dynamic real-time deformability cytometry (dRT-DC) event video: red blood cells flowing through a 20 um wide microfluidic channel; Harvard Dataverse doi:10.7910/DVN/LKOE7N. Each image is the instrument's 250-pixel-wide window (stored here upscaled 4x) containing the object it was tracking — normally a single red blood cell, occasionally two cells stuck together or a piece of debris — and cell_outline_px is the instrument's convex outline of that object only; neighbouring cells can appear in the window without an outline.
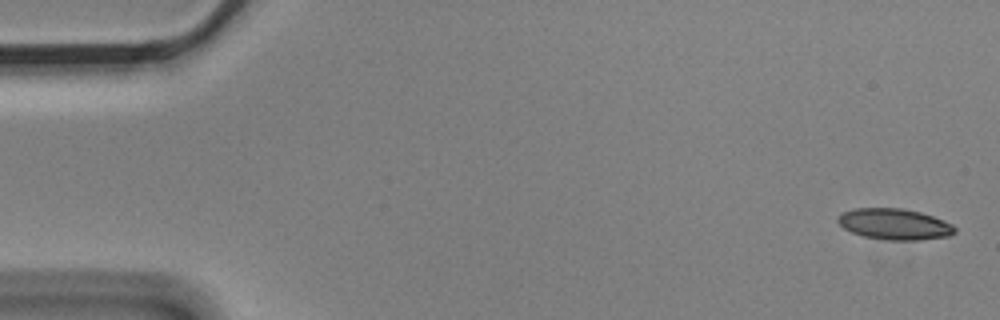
{"species": "Egyptian fruit bat (a non-hibernating species)", "species_latin": "Rousettus aegyptiacus", "temperature_condition": "cold", "stored_images_in_passage": 5, "camera_frame_rate_fps": 3000, "um_per_image_px": 0.085, "animal": {"sex": "male"}, "frame": {"image": 1, "passage_image": 1, "time_ms": 0.0, "image_size_px": [1000, 320], "cell_outline_px": [[956, 232], [948, 236], [920, 240], [888, 240], [864, 236], [852, 232], [844, 228], [836, 220], [836, 216], [840, 212], [852, 208], [900, 208], [920, 212], [932, 216], [952, 224], [956, 228]], "centroid_in_image_um": [75.99, 19.04], "position_along_channel_um": 9.0, "area_um2": 21.21}}